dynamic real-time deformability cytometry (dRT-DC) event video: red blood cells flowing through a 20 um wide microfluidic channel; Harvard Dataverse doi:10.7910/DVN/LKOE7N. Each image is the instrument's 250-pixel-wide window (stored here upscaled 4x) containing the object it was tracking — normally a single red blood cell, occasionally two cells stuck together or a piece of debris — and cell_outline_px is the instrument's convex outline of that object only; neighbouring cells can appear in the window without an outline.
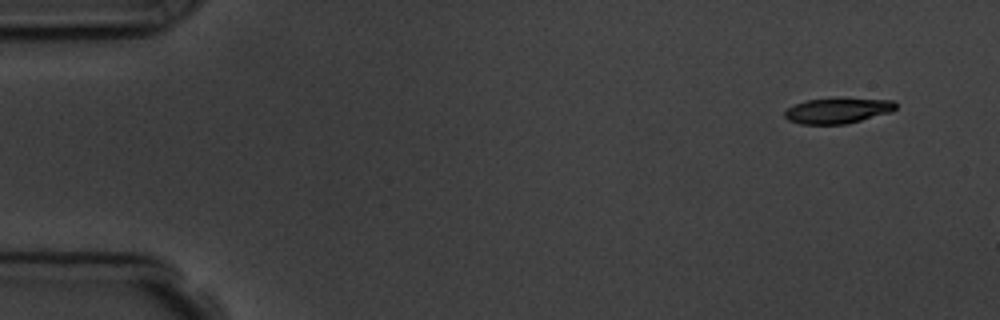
{"species": "common noctule bat (a hibernating species)", "species_latin": "Nyctalus noctula", "temperature_condition": "room temperature", "stored_images_in_passage": 3, "camera_frame_rate_fps": 3000, "um_per_image_px": 0.085, "animal": {"sex": "male", "body_mass_g": 19.5, "forearm_length_mm": 54.6}, "frame": {"image": 1, "passage_image": 1, "time_ms": 0.0, "image_size_px": [1000, 320], "cell_outline_px": [[896, 108], [892, 112], [844, 124], [800, 124], [788, 120], [784, 116], [784, 112], [788, 108], [804, 100], [836, 96], [892, 100], [896, 104]], "centroid_in_image_um": [71.2, 9.36], "position_along_channel_um": 13.8, "area_um2": 17.05}}